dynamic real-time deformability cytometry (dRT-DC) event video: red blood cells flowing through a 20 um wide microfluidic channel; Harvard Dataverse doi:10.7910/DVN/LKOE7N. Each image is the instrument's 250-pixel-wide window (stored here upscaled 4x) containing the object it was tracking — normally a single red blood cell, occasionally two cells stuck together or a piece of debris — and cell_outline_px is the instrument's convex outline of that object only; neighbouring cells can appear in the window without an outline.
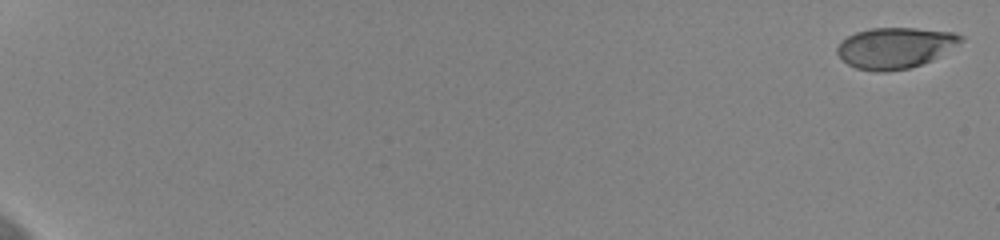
{"species": "human", "species_latin": "Homo sapiens", "temperature_condition": "cold", "stored_images_in_passage": 10, "camera_frame_rate_fps": 3000, "um_per_image_px": 0.085, "donor": {"sex": "female"}, "frame": {"image": 1, "passage_image": 1, "time_ms": 0.0, "image_size_px": [1000, 240], "cell_outline_px": [[964, 40], [932, 60], [908, 68], [884, 72], [876, 72], [856, 68], [848, 64], [836, 52], [836, 48], [840, 40], [856, 32], [872, 28], [916, 28], [952, 32], [964, 36]], "centroid_in_image_um": [76.06, 4.06], "position_along_channel_um": 8.9, "area_um2": 29.36}}